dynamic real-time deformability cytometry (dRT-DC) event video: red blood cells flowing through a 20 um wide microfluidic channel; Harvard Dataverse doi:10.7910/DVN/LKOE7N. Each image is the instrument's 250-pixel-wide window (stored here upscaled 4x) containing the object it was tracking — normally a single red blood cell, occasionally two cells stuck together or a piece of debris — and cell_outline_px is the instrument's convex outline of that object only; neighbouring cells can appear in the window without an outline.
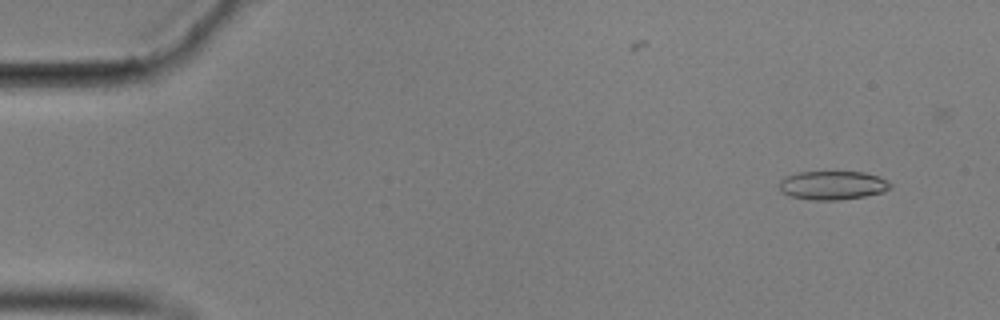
{"species": "common noctule bat (a hibernating species)", "species_latin": "Nyctalus noctula", "temperature_condition": "cold", "stored_images_in_passage": 56, "camera_frame_rate_fps": 3000, "um_per_image_px": 0.085, "animal": {"sex": "male", "body_mass_g": 17.9}, "frame": {"image": 1, "passage_image": 4, "time_ms": 1.0, "image_size_px": [1000, 320], "cell_outline_px": [[892, 188], [884, 192], [864, 196], [836, 200], [812, 200], [788, 196], [780, 192], [780, 180], [788, 176], [800, 172], [864, 172], [880, 176], [888, 180], [892, 184]], "centroid_in_image_um": [70.81, 15.75], "position_along_channel_um": 14.2, "area_um2": 18.73}}
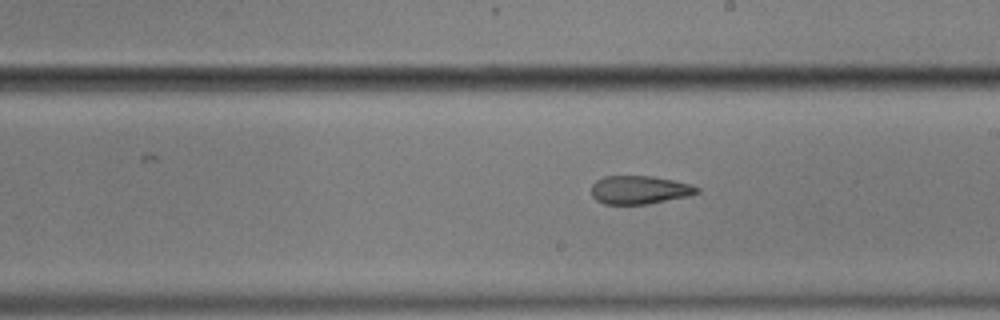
{"frame": {"image": 2, "passage_image": 32, "time_ms": 10.333, "image_size_px": [1000, 320], "cell_outline_px": [[700, 192], [692, 196], [648, 204], [604, 204], [596, 200], [592, 196], [592, 184], [596, 180], [604, 176], [652, 176], [692, 184], [700, 188]], "centroid_in_image_um": [54.4, 16.14], "position_along_channel_um": 234.6, "area_um2": 17.69}}
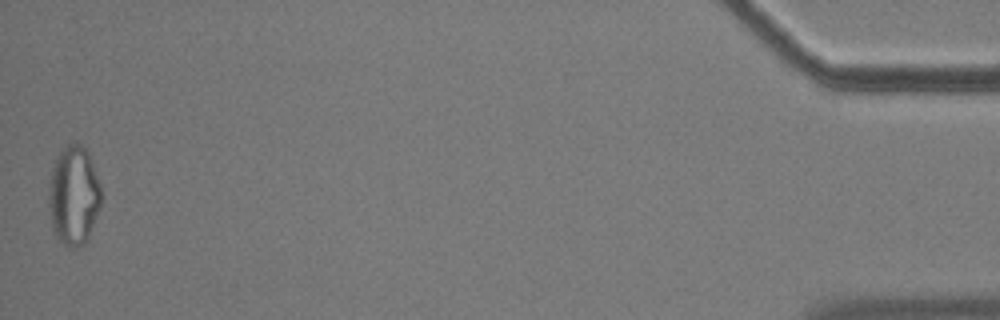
{"frame": {"image": 3, "passage_image": 56, "time_ms": 18.333, "image_size_px": [1000, 320], "cell_outline_px": [[100, 208], [88, 236], [84, 244], [80, 248], [68, 248], [56, 236], [52, 228], [48, 204], [48, 200], [52, 172], [56, 160], [60, 152], [68, 144], [76, 140], [88, 152], [100, 184]], "centroid_in_image_um": [6.27, 16.64], "position_along_channel_um": 428.9, "area_um2": 30.06}, "authors_computed_cell_mechanics": {"area_um2": 19.3052, "velocity_mm_per_s": 3.5386, "shape_relaxation_time_tau1_ms": null, "shape_relaxation_time_tau2_ms": 4.8135, "deformation_change_tau1": null, "deformation_change_tau2": 0.13}}